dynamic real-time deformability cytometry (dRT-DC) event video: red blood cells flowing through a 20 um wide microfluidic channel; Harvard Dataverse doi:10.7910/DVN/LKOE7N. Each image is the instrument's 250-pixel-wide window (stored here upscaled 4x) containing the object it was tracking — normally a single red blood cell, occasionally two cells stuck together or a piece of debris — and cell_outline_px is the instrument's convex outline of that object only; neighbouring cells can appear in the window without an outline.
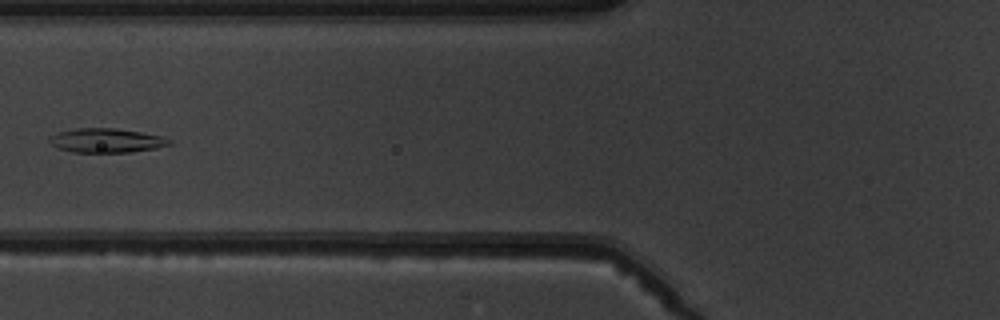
{"species": "common noctule bat (a hibernating species)", "species_latin": "Nyctalus noctula", "temperature_condition": "warm", "stored_images_in_passage": 7, "camera_frame_rate_fps": 3000, "um_per_image_px": 0.085, "animal": {"sex": "male", "body_mass_g": 19.5, "forearm_length_mm": 54.6}, "frame": {"image": 1, "passage_image": 6, "time_ms": 6.667, "image_size_px": [1000, 320], "cell_outline_px": [[172, 144], [156, 148], [132, 152], [72, 152], [56, 148], [48, 144], [48, 136], [60, 132], [76, 128], [112, 128], [140, 132], [160, 136], [172, 140]], "centroid_in_image_um": [8.99, 11.95], "position_along_channel_um": 116.8, "area_um2": 16.99}}
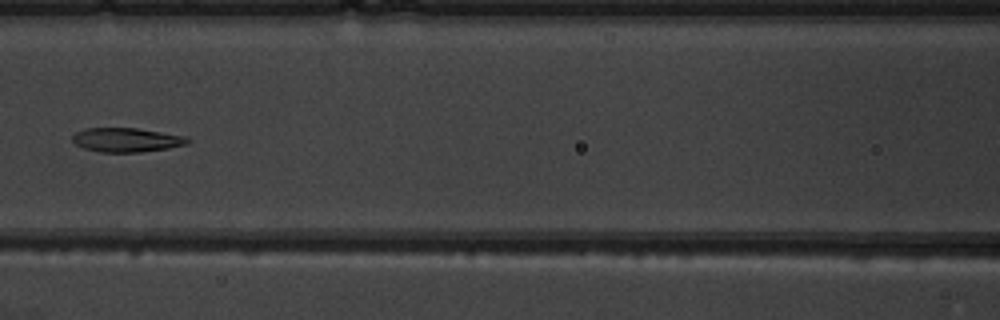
{"frame": {"image": 2, "passage_image": 7, "time_ms": 7.667, "image_size_px": [1000, 320], "cell_outline_px": [[192, 140], [188, 144], [168, 148], [140, 152], [100, 152], [84, 148], [76, 144], [72, 140], [72, 136], [76, 132], [84, 128], [136, 128], [188, 136]], "centroid_in_image_um": [10.79, 11.89], "position_along_channel_um": 155.8, "area_um2": 16.3}}